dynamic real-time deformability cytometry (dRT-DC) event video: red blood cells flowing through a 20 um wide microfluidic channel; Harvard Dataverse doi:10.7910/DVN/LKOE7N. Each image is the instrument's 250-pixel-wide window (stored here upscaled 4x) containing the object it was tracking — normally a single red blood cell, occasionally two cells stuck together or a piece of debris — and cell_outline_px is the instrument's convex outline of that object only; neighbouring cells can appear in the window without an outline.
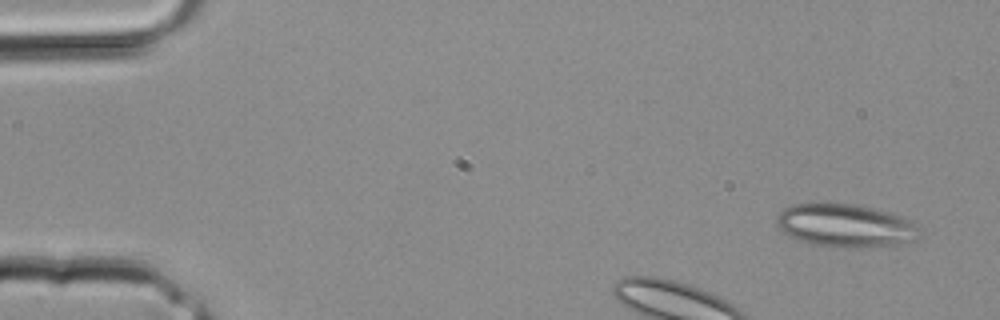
{"species": "common noctule bat (a hibernating species)", "species_latin": "Nyctalus noctula", "temperature_condition": "room temperature", "stored_images_in_passage": 3, "camera_frame_rate_fps": 3000, "um_per_image_px": 0.085, "animal": {"sex": "male", "body_mass_g": 20.4}, "frame": {"image": 1, "passage_image": 1, "time_ms": 0.0, "image_size_px": [1000, 320], "cell_outline_px": [[924, 232], [916, 240], [900, 244], [856, 248], [844, 248], [812, 244], [800, 240], [784, 232], [776, 224], [776, 216], [784, 208], [792, 204], [856, 204], [888, 212], [912, 220]], "centroid_in_image_um": [71.93, 19.19], "position_along_channel_um": 13.1, "area_um2": 36.01}}